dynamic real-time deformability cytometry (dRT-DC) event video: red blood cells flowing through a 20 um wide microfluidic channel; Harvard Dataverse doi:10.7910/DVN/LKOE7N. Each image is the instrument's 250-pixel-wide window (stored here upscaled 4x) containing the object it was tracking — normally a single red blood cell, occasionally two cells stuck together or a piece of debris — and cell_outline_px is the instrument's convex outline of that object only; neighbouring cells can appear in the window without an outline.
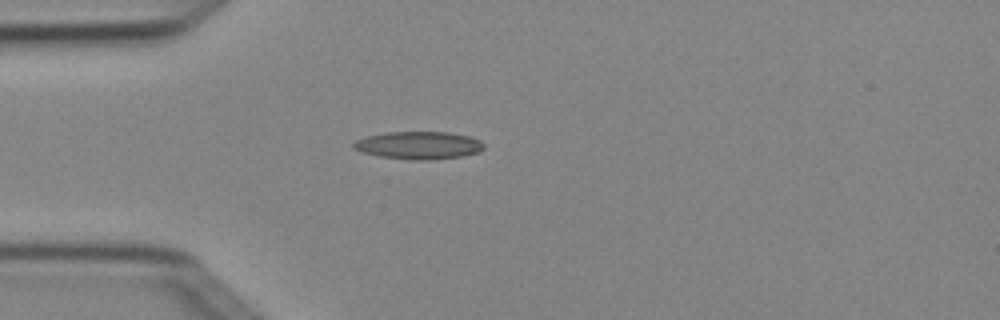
{"species": "Egyptian fruit bat (a non-hibernating species)", "species_latin": "Rousettus aegyptiacus", "temperature_condition": "cold", "stored_images_in_passage": 1, "camera_frame_rate_fps": 3000, "um_per_image_px": 0.085, "animal": {"sex": "female"}, "frame": {"image": 1, "passage_image": 1, "time_ms": 0.0, "image_size_px": [1000, 320], "cell_outline_px": [[484, 148], [480, 152], [460, 156], [432, 160], [412, 160], [376, 156], [360, 152], [352, 148], [352, 144], [356, 140], [364, 136], [388, 132], [448, 132], [468, 136], [480, 140], [484, 144]], "centroid_in_image_um": [35.54, 12.35], "position_along_channel_um": 49.5, "area_um2": 21.27}}